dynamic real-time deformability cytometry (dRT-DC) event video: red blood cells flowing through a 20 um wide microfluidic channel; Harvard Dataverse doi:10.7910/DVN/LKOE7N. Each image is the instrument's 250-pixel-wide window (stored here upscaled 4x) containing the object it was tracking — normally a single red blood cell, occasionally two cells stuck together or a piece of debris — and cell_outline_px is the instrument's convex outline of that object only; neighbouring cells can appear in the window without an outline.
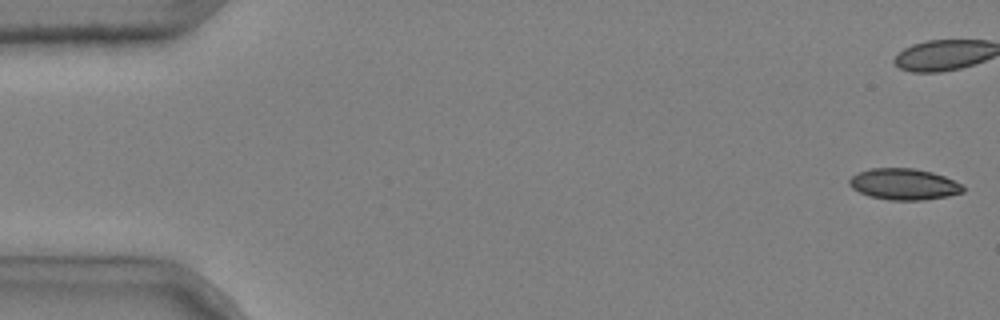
{"species": "common noctule bat (a hibernating species)", "species_latin": "Nyctalus noctula", "temperature_condition": "cold", "stored_images_in_passage": 6, "camera_frame_rate_fps": 3000, "um_per_image_px": 0.085, "animal": {"sex": "male", "body_mass_g": 20.4}, "frame": {"image": 1, "passage_image": 1, "time_ms": 0.0, "image_size_px": [1000, 320], "cell_outline_px": [[964, 192], [948, 196], [924, 200], [888, 200], [868, 196], [852, 188], [848, 184], [848, 180], [852, 176], [860, 172], [872, 168], [912, 168], [932, 172], [944, 176], [960, 184], [964, 188]], "centroid_in_image_um": [76.81, 15.66], "position_along_channel_um": 8.2, "area_um2": 20.63}}